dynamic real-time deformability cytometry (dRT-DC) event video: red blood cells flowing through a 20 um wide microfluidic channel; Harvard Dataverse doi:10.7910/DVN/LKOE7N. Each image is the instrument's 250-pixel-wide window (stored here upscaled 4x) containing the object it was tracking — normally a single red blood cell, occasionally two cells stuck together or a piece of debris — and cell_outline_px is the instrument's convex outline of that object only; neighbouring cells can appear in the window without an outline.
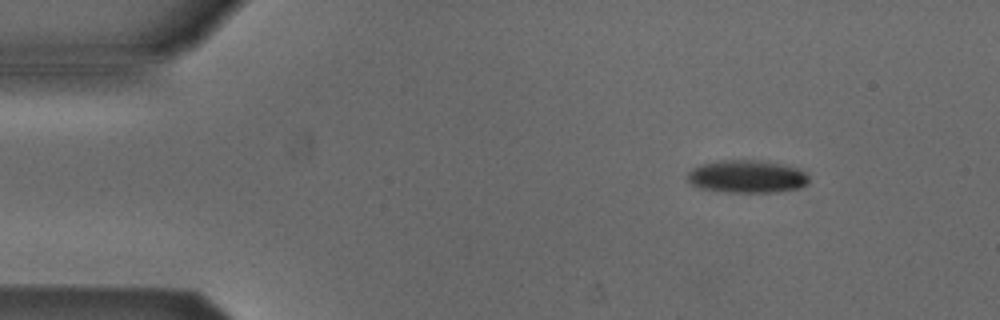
{"species": "Egyptian fruit bat (a non-hibernating species)", "species_latin": "Rousettus aegyptiacus", "temperature_condition": "cold", "stored_images_in_passage": 4, "camera_frame_rate_fps": 3000, "um_per_image_px": 0.085, "animal": {"sex": "male"}, "frame": {"image": 1, "passage_image": 1, "time_ms": 0.0, "image_size_px": [1000, 320], "cell_outline_px": [[808, 180], [800, 188], [776, 192], [728, 192], [696, 188], [684, 176], [692, 168], [700, 164], [720, 160], [764, 160], [796, 168], [804, 172], [808, 176]], "centroid_in_image_um": [63.42, 15.0], "position_along_channel_um": 21.6, "area_um2": 23.29}}
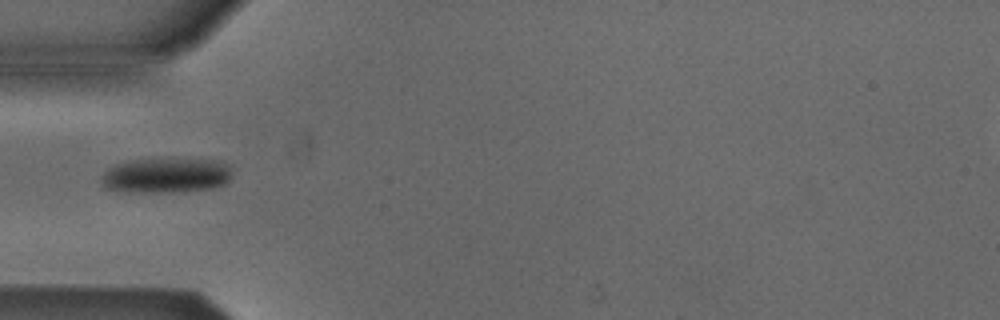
{"frame": {"image": 2, "passage_image": 4, "time_ms": 3.333, "image_size_px": [1000, 320], "cell_outline_px": [[228, 180], [224, 184], [212, 188], [172, 192], [124, 192], [108, 188], [100, 180], [104, 172], [108, 168], [116, 164], [132, 160], [220, 160], [228, 164]], "centroid_in_image_um": [14.07, 14.92], "position_along_channel_um": 70.9, "area_um2": 26.07}}